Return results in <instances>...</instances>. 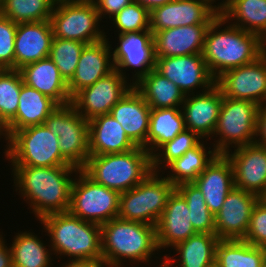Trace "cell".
I'll return each instance as SVG.
<instances>
[{
    "instance_id": "1",
    "label": "cell",
    "mask_w": 266,
    "mask_h": 267,
    "mask_svg": "<svg viewBox=\"0 0 266 267\" xmlns=\"http://www.w3.org/2000/svg\"><path fill=\"white\" fill-rule=\"evenodd\" d=\"M14 184L30 210L40 220L52 214L67 212L70 207L71 187L79 168L75 166H12ZM72 174V175H71ZM27 198V199H26Z\"/></svg>"
},
{
    "instance_id": "2",
    "label": "cell",
    "mask_w": 266,
    "mask_h": 267,
    "mask_svg": "<svg viewBox=\"0 0 266 267\" xmlns=\"http://www.w3.org/2000/svg\"><path fill=\"white\" fill-rule=\"evenodd\" d=\"M226 23L219 14L205 35L202 54L215 79L229 69L252 63L264 53V41L257 34L230 23L225 27Z\"/></svg>"
},
{
    "instance_id": "3",
    "label": "cell",
    "mask_w": 266,
    "mask_h": 267,
    "mask_svg": "<svg viewBox=\"0 0 266 267\" xmlns=\"http://www.w3.org/2000/svg\"><path fill=\"white\" fill-rule=\"evenodd\" d=\"M101 241L105 267H123L126 259L147 263L159 251L155 226L119 217L101 225Z\"/></svg>"
},
{
    "instance_id": "4",
    "label": "cell",
    "mask_w": 266,
    "mask_h": 267,
    "mask_svg": "<svg viewBox=\"0 0 266 267\" xmlns=\"http://www.w3.org/2000/svg\"><path fill=\"white\" fill-rule=\"evenodd\" d=\"M39 221L50 237L49 247L54 255L71 257L70 260H91L102 263L100 225L84 221L69 211L52 213Z\"/></svg>"
},
{
    "instance_id": "5",
    "label": "cell",
    "mask_w": 266,
    "mask_h": 267,
    "mask_svg": "<svg viewBox=\"0 0 266 267\" xmlns=\"http://www.w3.org/2000/svg\"><path fill=\"white\" fill-rule=\"evenodd\" d=\"M81 170L96 183L119 193L135 187L153 172L150 153L139 146L124 153L89 156Z\"/></svg>"
},
{
    "instance_id": "6",
    "label": "cell",
    "mask_w": 266,
    "mask_h": 267,
    "mask_svg": "<svg viewBox=\"0 0 266 267\" xmlns=\"http://www.w3.org/2000/svg\"><path fill=\"white\" fill-rule=\"evenodd\" d=\"M6 147L4 153L12 166H73L60 153L59 137L45 124L15 131Z\"/></svg>"
},
{
    "instance_id": "7",
    "label": "cell",
    "mask_w": 266,
    "mask_h": 267,
    "mask_svg": "<svg viewBox=\"0 0 266 267\" xmlns=\"http://www.w3.org/2000/svg\"><path fill=\"white\" fill-rule=\"evenodd\" d=\"M175 189L160 172H152L135 187L120 193L117 217L156 226Z\"/></svg>"
},
{
    "instance_id": "8",
    "label": "cell",
    "mask_w": 266,
    "mask_h": 267,
    "mask_svg": "<svg viewBox=\"0 0 266 267\" xmlns=\"http://www.w3.org/2000/svg\"><path fill=\"white\" fill-rule=\"evenodd\" d=\"M258 109L255 102L223 97L212 137H219L212 143L217 154H226L231 150L230 145L237 148L256 141Z\"/></svg>"
},
{
    "instance_id": "9",
    "label": "cell",
    "mask_w": 266,
    "mask_h": 267,
    "mask_svg": "<svg viewBox=\"0 0 266 267\" xmlns=\"http://www.w3.org/2000/svg\"><path fill=\"white\" fill-rule=\"evenodd\" d=\"M92 0H57L50 18L55 38L91 44L105 39Z\"/></svg>"
},
{
    "instance_id": "10",
    "label": "cell",
    "mask_w": 266,
    "mask_h": 267,
    "mask_svg": "<svg viewBox=\"0 0 266 267\" xmlns=\"http://www.w3.org/2000/svg\"><path fill=\"white\" fill-rule=\"evenodd\" d=\"M73 176L68 210L72 215L100 226L118 216V191L96 183L81 169Z\"/></svg>"
},
{
    "instance_id": "11",
    "label": "cell",
    "mask_w": 266,
    "mask_h": 267,
    "mask_svg": "<svg viewBox=\"0 0 266 267\" xmlns=\"http://www.w3.org/2000/svg\"><path fill=\"white\" fill-rule=\"evenodd\" d=\"M44 124L59 137L61 155L71 165L81 169L90 156L88 120L70 103L58 105Z\"/></svg>"
},
{
    "instance_id": "12",
    "label": "cell",
    "mask_w": 266,
    "mask_h": 267,
    "mask_svg": "<svg viewBox=\"0 0 266 267\" xmlns=\"http://www.w3.org/2000/svg\"><path fill=\"white\" fill-rule=\"evenodd\" d=\"M127 77L114 69L93 85L78 91L71 100L76 111L90 121L110 113L112 107L134 86Z\"/></svg>"
},
{
    "instance_id": "13",
    "label": "cell",
    "mask_w": 266,
    "mask_h": 267,
    "mask_svg": "<svg viewBox=\"0 0 266 267\" xmlns=\"http://www.w3.org/2000/svg\"><path fill=\"white\" fill-rule=\"evenodd\" d=\"M224 97L266 103V54L252 63L229 69L216 78Z\"/></svg>"
},
{
    "instance_id": "14",
    "label": "cell",
    "mask_w": 266,
    "mask_h": 267,
    "mask_svg": "<svg viewBox=\"0 0 266 267\" xmlns=\"http://www.w3.org/2000/svg\"><path fill=\"white\" fill-rule=\"evenodd\" d=\"M212 0H173L150 12V31L153 35L161 30L211 24L220 14L219 6Z\"/></svg>"
},
{
    "instance_id": "15",
    "label": "cell",
    "mask_w": 266,
    "mask_h": 267,
    "mask_svg": "<svg viewBox=\"0 0 266 267\" xmlns=\"http://www.w3.org/2000/svg\"><path fill=\"white\" fill-rule=\"evenodd\" d=\"M155 70L177 85L185 95L195 93L198 87L204 92L215 85L216 79L208 70L202 53L155 57Z\"/></svg>"
},
{
    "instance_id": "16",
    "label": "cell",
    "mask_w": 266,
    "mask_h": 267,
    "mask_svg": "<svg viewBox=\"0 0 266 267\" xmlns=\"http://www.w3.org/2000/svg\"><path fill=\"white\" fill-rule=\"evenodd\" d=\"M119 44L112 52L114 68L126 77L123 69L132 67V83L135 84L149 71L155 69V49L153 33L150 30L128 32L118 35ZM123 68V69H122Z\"/></svg>"
},
{
    "instance_id": "17",
    "label": "cell",
    "mask_w": 266,
    "mask_h": 267,
    "mask_svg": "<svg viewBox=\"0 0 266 267\" xmlns=\"http://www.w3.org/2000/svg\"><path fill=\"white\" fill-rule=\"evenodd\" d=\"M225 155L233 166L235 188L260 197L266 190V147L254 142Z\"/></svg>"
},
{
    "instance_id": "18",
    "label": "cell",
    "mask_w": 266,
    "mask_h": 267,
    "mask_svg": "<svg viewBox=\"0 0 266 267\" xmlns=\"http://www.w3.org/2000/svg\"><path fill=\"white\" fill-rule=\"evenodd\" d=\"M259 200L256 194L234 188L215 216V235L219 239L243 240L248 231L251 212Z\"/></svg>"
},
{
    "instance_id": "19",
    "label": "cell",
    "mask_w": 266,
    "mask_h": 267,
    "mask_svg": "<svg viewBox=\"0 0 266 267\" xmlns=\"http://www.w3.org/2000/svg\"><path fill=\"white\" fill-rule=\"evenodd\" d=\"M223 97L216 84L202 93L185 95L181 110L186 130L197 133L202 139L212 138Z\"/></svg>"
},
{
    "instance_id": "20",
    "label": "cell",
    "mask_w": 266,
    "mask_h": 267,
    "mask_svg": "<svg viewBox=\"0 0 266 267\" xmlns=\"http://www.w3.org/2000/svg\"><path fill=\"white\" fill-rule=\"evenodd\" d=\"M155 227L159 251L162 248H173L197 234L191 223L187 202L176 189L169 196L165 210Z\"/></svg>"
},
{
    "instance_id": "21",
    "label": "cell",
    "mask_w": 266,
    "mask_h": 267,
    "mask_svg": "<svg viewBox=\"0 0 266 267\" xmlns=\"http://www.w3.org/2000/svg\"><path fill=\"white\" fill-rule=\"evenodd\" d=\"M108 40L109 38H105L86 44L83 48L73 77L67 82L71 98L81 89L93 85L115 69L111 61L113 48Z\"/></svg>"
},
{
    "instance_id": "22",
    "label": "cell",
    "mask_w": 266,
    "mask_h": 267,
    "mask_svg": "<svg viewBox=\"0 0 266 267\" xmlns=\"http://www.w3.org/2000/svg\"><path fill=\"white\" fill-rule=\"evenodd\" d=\"M150 112V106L134 86L110 110L129 139L146 150Z\"/></svg>"
},
{
    "instance_id": "23",
    "label": "cell",
    "mask_w": 266,
    "mask_h": 267,
    "mask_svg": "<svg viewBox=\"0 0 266 267\" xmlns=\"http://www.w3.org/2000/svg\"><path fill=\"white\" fill-rule=\"evenodd\" d=\"M193 183L202 192L208 209L216 216L227 194L235 188L231 161L225 154H217Z\"/></svg>"
},
{
    "instance_id": "24",
    "label": "cell",
    "mask_w": 266,
    "mask_h": 267,
    "mask_svg": "<svg viewBox=\"0 0 266 267\" xmlns=\"http://www.w3.org/2000/svg\"><path fill=\"white\" fill-rule=\"evenodd\" d=\"M53 38L50 21L18 23L14 42L15 70L49 57Z\"/></svg>"
},
{
    "instance_id": "25",
    "label": "cell",
    "mask_w": 266,
    "mask_h": 267,
    "mask_svg": "<svg viewBox=\"0 0 266 267\" xmlns=\"http://www.w3.org/2000/svg\"><path fill=\"white\" fill-rule=\"evenodd\" d=\"M210 24H196L161 30L153 35L155 57L186 56L203 52Z\"/></svg>"
},
{
    "instance_id": "26",
    "label": "cell",
    "mask_w": 266,
    "mask_h": 267,
    "mask_svg": "<svg viewBox=\"0 0 266 267\" xmlns=\"http://www.w3.org/2000/svg\"><path fill=\"white\" fill-rule=\"evenodd\" d=\"M90 156L128 152L137 146L110 113L88 121Z\"/></svg>"
},
{
    "instance_id": "27",
    "label": "cell",
    "mask_w": 266,
    "mask_h": 267,
    "mask_svg": "<svg viewBox=\"0 0 266 267\" xmlns=\"http://www.w3.org/2000/svg\"><path fill=\"white\" fill-rule=\"evenodd\" d=\"M23 82L40 93L49 96L58 105L71 103L68 83L60 75L54 62L46 57L19 69Z\"/></svg>"
},
{
    "instance_id": "28",
    "label": "cell",
    "mask_w": 266,
    "mask_h": 267,
    "mask_svg": "<svg viewBox=\"0 0 266 267\" xmlns=\"http://www.w3.org/2000/svg\"><path fill=\"white\" fill-rule=\"evenodd\" d=\"M57 106L58 104L49 96L23 83L16 115L5 126L8 137L17 130L44 124L45 119Z\"/></svg>"
},
{
    "instance_id": "29",
    "label": "cell",
    "mask_w": 266,
    "mask_h": 267,
    "mask_svg": "<svg viewBox=\"0 0 266 267\" xmlns=\"http://www.w3.org/2000/svg\"><path fill=\"white\" fill-rule=\"evenodd\" d=\"M219 238L215 234L197 233L187 240L177 244L174 249L179 255L173 259L163 255L164 259L160 267H215L216 246ZM178 263V265L176 264Z\"/></svg>"
},
{
    "instance_id": "30",
    "label": "cell",
    "mask_w": 266,
    "mask_h": 267,
    "mask_svg": "<svg viewBox=\"0 0 266 267\" xmlns=\"http://www.w3.org/2000/svg\"><path fill=\"white\" fill-rule=\"evenodd\" d=\"M217 6L228 23L266 39V0H223Z\"/></svg>"
},
{
    "instance_id": "31",
    "label": "cell",
    "mask_w": 266,
    "mask_h": 267,
    "mask_svg": "<svg viewBox=\"0 0 266 267\" xmlns=\"http://www.w3.org/2000/svg\"><path fill=\"white\" fill-rule=\"evenodd\" d=\"M134 87L151 109L181 108L184 102L185 94L179 87L155 69L143 76Z\"/></svg>"
},
{
    "instance_id": "32",
    "label": "cell",
    "mask_w": 266,
    "mask_h": 267,
    "mask_svg": "<svg viewBox=\"0 0 266 267\" xmlns=\"http://www.w3.org/2000/svg\"><path fill=\"white\" fill-rule=\"evenodd\" d=\"M185 129L181 108L151 109L147 151L152 156L162 145L173 140Z\"/></svg>"
},
{
    "instance_id": "33",
    "label": "cell",
    "mask_w": 266,
    "mask_h": 267,
    "mask_svg": "<svg viewBox=\"0 0 266 267\" xmlns=\"http://www.w3.org/2000/svg\"><path fill=\"white\" fill-rule=\"evenodd\" d=\"M266 248L245 240L220 239L216 246L215 267H262Z\"/></svg>"
},
{
    "instance_id": "34",
    "label": "cell",
    "mask_w": 266,
    "mask_h": 267,
    "mask_svg": "<svg viewBox=\"0 0 266 267\" xmlns=\"http://www.w3.org/2000/svg\"><path fill=\"white\" fill-rule=\"evenodd\" d=\"M207 149L204 141H201L182 157L174 159L167 165L170 174L165 178L175 186L184 182H193L217 155L213 148L210 150L211 148L207 147Z\"/></svg>"
},
{
    "instance_id": "35",
    "label": "cell",
    "mask_w": 266,
    "mask_h": 267,
    "mask_svg": "<svg viewBox=\"0 0 266 267\" xmlns=\"http://www.w3.org/2000/svg\"><path fill=\"white\" fill-rule=\"evenodd\" d=\"M9 246L13 267H51L53 253L46 244L32 232H18ZM51 264V265H50Z\"/></svg>"
},
{
    "instance_id": "36",
    "label": "cell",
    "mask_w": 266,
    "mask_h": 267,
    "mask_svg": "<svg viewBox=\"0 0 266 267\" xmlns=\"http://www.w3.org/2000/svg\"><path fill=\"white\" fill-rule=\"evenodd\" d=\"M57 0H1L0 14L15 23L50 21Z\"/></svg>"
},
{
    "instance_id": "37",
    "label": "cell",
    "mask_w": 266,
    "mask_h": 267,
    "mask_svg": "<svg viewBox=\"0 0 266 267\" xmlns=\"http://www.w3.org/2000/svg\"><path fill=\"white\" fill-rule=\"evenodd\" d=\"M184 197L190 210L191 223L197 233L215 234V216L208 209L202 192L193 182H184L176 186Z\"/></svg>"
},
{
    "instance_id": "38",
    "label": "cell",
    "mask_w": 266,
    "mask_h": 267,
    "mask_svg": "<svg viewBox=\"0 0 266 267\" xmlns=\"http://www.w3.org/2000/svg\"><path fill=\"white\" fill-rule=\"evenodd\" d=\"M23 83L19 70L3 69L0 72V121L4 126L16 115Z\"/></svg>"
},
{
    "instance_id": "39",
    "label": "cell",
    "mask_w": 266,
    "mask_h": 267,
    "mask_svg": "<svg viewBox=\"0 0 266 267\" xmlns=\"http://www.w3.org/2000/svg\"><path fill=\"white\" fill-rule=\"evenodd\" d=\"M85 43L53 38L49 58L59 69L60 75L68 82L77 68V64Z\"/></svg>"
},
{
    "instance_id": "40",
    "label": "cell",
    "mask_w": 266,
    "mask_h": 267,
    "mask_svg": "<svg viewBox=\"0 0 266 267\" xmlns=\"http://www.w3.org/2000/svg\"><path fill=\"white\" fill-rule=\"evenodd\" d=\"M200 139L202 138L197 133L185 129L173 140L162 145L157 150L159 153L156 152L151 156L152 171L159 173L161 168H166V166L174 159L182 157L188 150L196 147L201 141H203Z\"/></svg>"
},
{
    "instance_id": "41",
    "label": "cell",
    "mask_w": 266,
    "mask_h": 267,
    "mask_svg": "<svg viewBox=\"0 0 266 267\" xmlns=\"http://www.w3.org/2000/svg\"><path fill=\"white\" fill-rule=\"evenodd\" d=\"M118 35L150 30V12L139 3L132 2L111 18Z\"/></svg>"
},
{
    "instance_id": "42",
    "label": "cell",
    "mask_w": 266,
    "mask_h": 267,
    "mask_svg": "<svg viewBox=\"0 0 266 267\" xmlns=\"http://www.w3.org/2000/svg\"><path fill=\"white\" fill-rule=\"evenodd\" d=\"M17 23L0 14V66L15 70L14 42Z\"/></svg>"
},
{
    "instance_id": "43",
    "label": "cell",
    "mask_w": 266,
    "mask_h": 267,
    "mask_svg": "<svg viewBox=\"0 0 266 267\" xmlns=\"http://www.w3.org/2000/svg\"><path fill=\"white\" fill-rule=\"evenodd\" d=\"M243 240L266 248V204L260 199L252 209L249 228Z\"/></svg>"
},
{
    "instance_id": "44",
    "label": "cell",
    "mask_w": 266,
    "mask_h": 267,
    "mask_svg": "<svg viewBox=\"0 0 266 267\" xmlns=\"http://www.w3.org/2000/svg\"><path fill=\"white\" fill-rule=\"evenodd\" d=\"M96 6L100 18L109 16L111 19L118 14L124 7L130 5L133 0H92ZM104 16V17H103Z\"/></svg>"
},
{
    "instance_id": "45",
    "label": "cell",
    "mask_w": 266,
    "mask_h": 267,
    "mask_svg": "<svg viewBox=\"0 0 266 267\" xmlns=\"http://www.w3.org/2000/svg\"><path fill=\"white\" fill-rule=\"evenodd\" d=\"M258 136L260 137L258 138ZM255 142L266 147V103L260 105L258 109Z\"/></svg>"
},
{
    "instance_id": "46",
    "label": "cell",
    "mask_w": 266,
    "mask_h": 267,
    "mask_svg": "<svg viewBox=\"0 0 266 267\" xmlns=\"http://www.w3.org/2000/svg\"><path fill=\"white\" fill-rule=\"evenodd\" d=\"M0 234V267H13L10 247L5 244L4 237Z\"/></svg>"
},
{
    "instance_id": "47",
    "label": "cell",
    "mask_w": 266,
    "mask_h": 267,
    "mask_svg": "<svg viewBox=\"0 0 266 267\" xmlns=\"http://www.w3.org/2000/svg\"><path fill=\"white\" fill-rule=\"evenodd\" d=\"M61 267H104L103 263L91 260H69Z\"/></svg>"
},
{
    "instance_id": "48",
    "label": "cell",
    "mask_w": 266,
    "mask_h": 267,
    "mask_svg": "<svg viewBox=\"0 0 266 267\" xmlns=\"http://www.w3.org/2000/svg\"><path fill=\"white\" fill-rule=\"evenodd\" d=\"M173 0H133V2L139 3L145 7L149 12H151L156 7L163 6Z\"/></svg>"
},
{
    "instance_id": "49",
    "label": "cell",
    "mask_w": 266,
    "mask_h": 267,
    "mask_svg": "<svg viewBox=\"0 0 266 267\" xmlns=\"http://www.w3.org/2000/svg\"><path fill=\"white\" fill-rule=\"evenodd\" d=\"M5 137L6 142L8 143L9 137L6 131V127L3 125V123L0 121V137Z\"/></svg>"
},
{
    "instance_id": "50",
    "label": "cell",
    "mask_w": 266,
    "mask_h": 267,
    "mask_svg": "<svg viewBox=\"0 0 266 267\" xmlns=\"http://www.w3.org/2000/svg\"><path fill=\"white\" fill-rule=\"evenodd\" d=\"M259 199L266 204V190L264 191V193L259 197Z\"/></svg>"
},
{
    "instance_id": "51",
    "label": "cell",
    "mask_w": 266,
    "mask_h": 267,
    "mask_svg": "<svg viewBox=\"0 0 266 267\" xmlns=\"http://www.w3.org/2000/svg\"><path fill=\"white\" fill-rule=\"evenodd\" d=\"M262 267H266V257H265V260L263 262V266Z\"/></svg>"
}]
</instances>
